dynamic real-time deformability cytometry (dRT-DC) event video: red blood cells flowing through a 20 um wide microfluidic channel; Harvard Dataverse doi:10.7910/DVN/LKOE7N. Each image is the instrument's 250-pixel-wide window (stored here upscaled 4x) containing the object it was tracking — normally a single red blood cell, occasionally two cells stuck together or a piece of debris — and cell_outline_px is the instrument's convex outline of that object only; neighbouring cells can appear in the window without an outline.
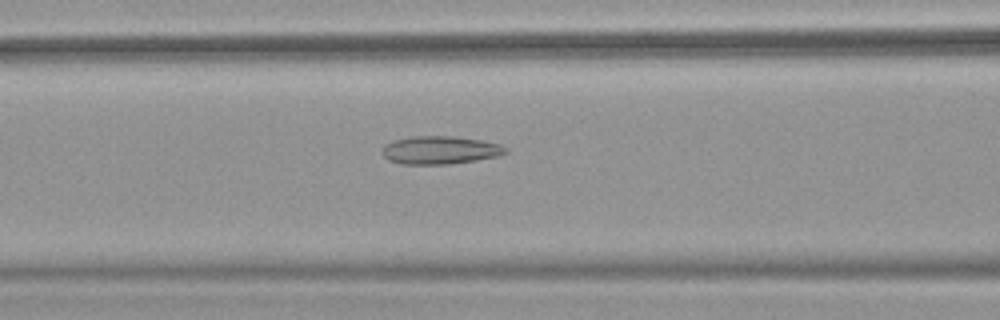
{"species": "common noctule bat (a hibernating species)", "species_latin": "Nyctalus noctula", "temperature_condition": "warm", "stored_images_in_passage": 50, "camera_frame_rate_fps": 3000, "um_per_image_px": 0.085, "animal": {"sex": "female", "body_mass_g": 18.4}, "frame": {"image": 1, "passage_image": 21, "time_ms": 6.667, "image_size_px": [1000, 320], "cell_outline_px": [[508, 152], [500, 156], [476, 160], [448, 164], [400, 164], [388, 160], [380, 152], [384, 144], [392, 140], [412, 136], [456, 136], [484, 140], [500, 144], [508, 148]], "centroid_in_image_um": [37.41, 12.75], "position_along_channel_um": 129.2, "area_um2": 20.58}}
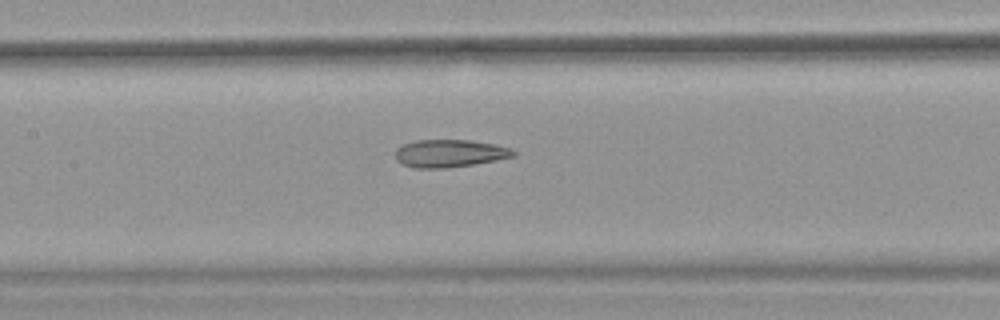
{"frame": {"image": 2, "passage_image": 24, "time_ms": 7.667, "image_size_px": [1000, 320], "cell_outline_px": [[516, 156], [496, 160], [472, 164], [444, 168], [412, 168], [400, 164], [396, 160], [396, 148], [404, 144], [416, 140], [468, 140], [496, 144], [508, 148], [516, 152]], "centroid_in_image_um": [38.19, 13.04], "position_along_channel_um": 169.2, "area_um2": 19.02}}
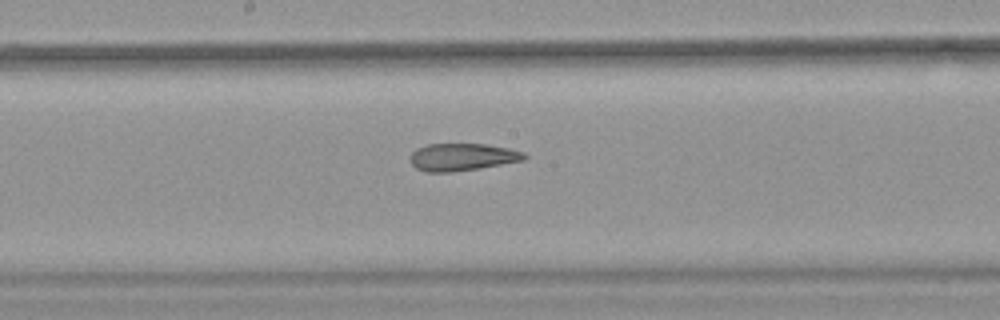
{"frame": {"image": 3, "passage_image": 27, "time_ms": 8.667, "image_size_px": [1000, 320], "cell_outline_px": [[528, 156], [524, 160], [452, 172], [428, 172], [416, 168], [412, 164], [412, 152], [416, 148], [428, 144], [484, 144], [508, 148], [524, 152]], "centroid_in_image_um": [39.29, 13.34], "position_along_channel_um": 208.9, "area_um2": 17.92}, "authors_computed_cell_mechanics": {"area_um2": 22.1374, "velocity_mm_per_s": 4.0011, "shape_relaxation_time_tau1_ms": null, "shape_relaxation_time_tau2_ms": 2.1865, "deformation_change_tau1": null, "deformation_change_tau2": 0.1118}}